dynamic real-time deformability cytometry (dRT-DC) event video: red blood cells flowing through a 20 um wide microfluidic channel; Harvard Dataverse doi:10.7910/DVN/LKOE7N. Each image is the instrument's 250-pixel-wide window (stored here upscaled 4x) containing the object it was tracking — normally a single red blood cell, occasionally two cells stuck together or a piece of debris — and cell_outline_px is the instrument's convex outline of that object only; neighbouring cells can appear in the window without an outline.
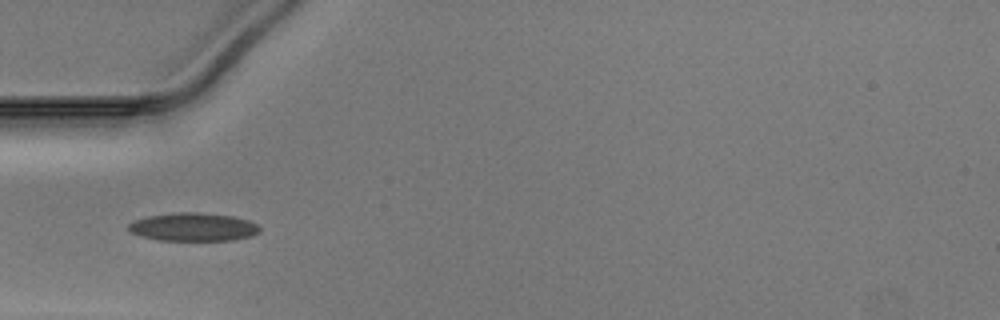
{"species": "Egyptian fruit bat (a non-hibernating species)", "species_latin": "Rousettus aegyptiacus", "temperature_condition": "warm", "stored_images_in_passage": 26, "camera_frame_rate_fps": 3000, "um_per_image_px": 0.085, "animal": {"sex": "male"}, "frame": {"image": 1, "passage_image": 5, "time_ms": 1.333, "image_size_px": [1000, 320], "cell_outline_px": [[260, 232], [252, 236], [232, 240], [160, 240], [140, 236], [132, 232], [128, 228], [128, 224], [132, 220], [148, 216], [172, 212], [200, 212], [232, 216], [248, 220], [256, 224], [260, 228]], "centroid_in_image_um": [16.42, 19.28], "position_along_channel_um": 68.6, "area_um2": 21.68}}
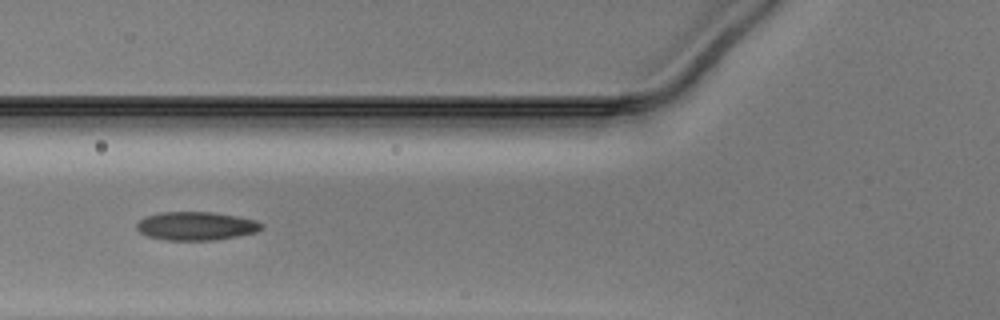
{"frame": {"image": 2, "passage_image": 8, "time_ms": 2.333, "image_size_px": [1000, 320], "cell_outline_px": [[264, 228], [256, 232], [216, 240], [164, 240], [148, 236], [140, 232], [136, 228], [136, 224], [144, 216], [160, 212], [212, 212], [236, 216], [256, 220], [264, 224]], "centroid_in_image_um": [16.67, 19.21], "position_along_channel_um": 109.1, "area_um2": 20.81}}